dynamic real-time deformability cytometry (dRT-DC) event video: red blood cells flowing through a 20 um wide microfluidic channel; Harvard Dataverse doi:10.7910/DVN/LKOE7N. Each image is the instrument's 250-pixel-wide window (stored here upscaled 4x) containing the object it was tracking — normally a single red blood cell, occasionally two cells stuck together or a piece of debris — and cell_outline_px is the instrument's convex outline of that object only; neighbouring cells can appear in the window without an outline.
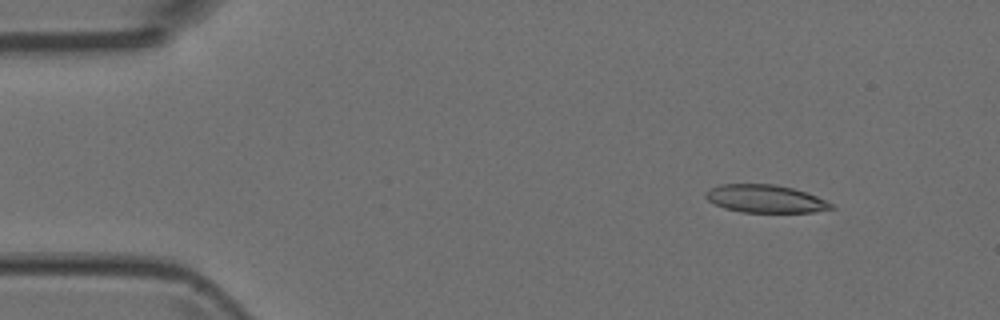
{"species": "Egyptian fruit bat (a non-hibernating species)", "species_latin": "Rousettus aegyptiacus", "temperature_condition": "room temperature", "stored_images_in_passage": 3, "camera_frame_rate_fps": 3000, "um_per_image_px": 0.085, "animal": {"sex": "female"}, "frame": {"image": 1, "passage_image": 1, "time_ms": 0.0, "image_size_px": [1000, 320], "cell_outline_px": [[836, 208], [812, 212], [740, 212], [724, 208], [708, 200], [704, 196], [704, 192], [708, 188], [720, 184], [776, 184], [792, 188], [816, 196], [832, 204]], "centroid_in_image_um": [65.0, 16.89], "position_along_channel_um": 20.0, "area_um2": 20.35}}